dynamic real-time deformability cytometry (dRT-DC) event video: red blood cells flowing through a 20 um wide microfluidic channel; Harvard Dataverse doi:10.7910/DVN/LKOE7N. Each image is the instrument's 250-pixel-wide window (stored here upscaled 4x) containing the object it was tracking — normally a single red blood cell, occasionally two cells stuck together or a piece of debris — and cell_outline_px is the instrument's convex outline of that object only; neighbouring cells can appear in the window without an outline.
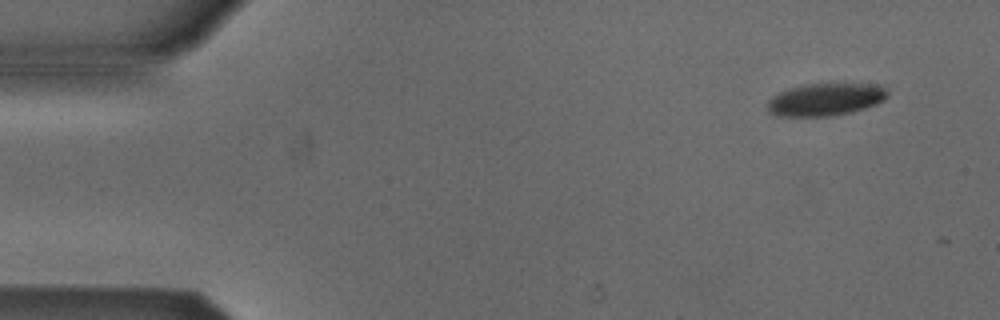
{"species": "Egyptian fruit bat (a non-hibernating species)", "species_latin": "Rousettus aegyptiacus", "temperature_condition": "cold", "stored_images_in_passage": 4, "camera_frame_rate_fps": 3000, "um_per_image_px": 0.085, "animal": {"sex": "male"}, "frame": {"image": 1, "passage_image": 1, "time_ms": 0.0, "image_size_px": [1000, 320], "cell_outline_px": [[888, 96], [884, 100], [876, 104], [852, 112], [828, 116], [776, 116], [768, 112], [764, 108], [764, 104], [772, 96], [788, 88], [804, 84], [880, 84], [888, 92]], "centroid_in_image_um": [70.1, 8.46], "position_along_channel_um": 14.9, "area_um2": 23.0}}